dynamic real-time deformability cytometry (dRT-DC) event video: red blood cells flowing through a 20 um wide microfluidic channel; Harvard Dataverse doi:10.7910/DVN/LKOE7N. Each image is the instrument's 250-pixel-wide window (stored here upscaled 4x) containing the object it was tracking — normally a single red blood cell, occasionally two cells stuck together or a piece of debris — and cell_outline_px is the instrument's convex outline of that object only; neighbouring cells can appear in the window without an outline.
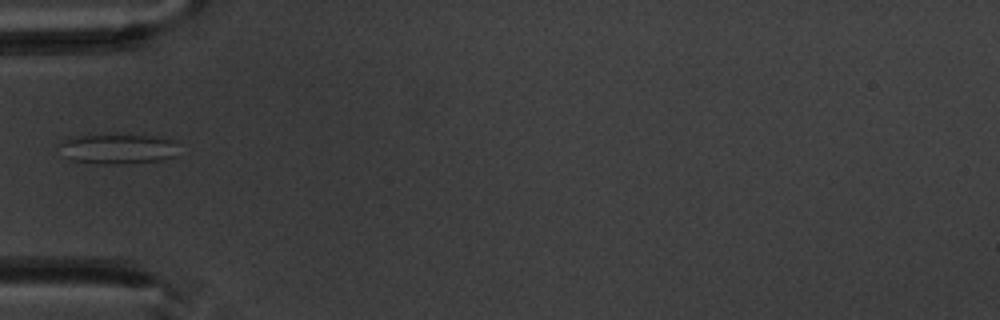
{"species": "common noctule bat (a hibernating species)", "species_latin": "Nyctalus noctula", "temperature_condition": "warm", "stored_images_in_passage": 3, "camera_frame_rate_fps": 3000, "um_per_image_px": 0.085, "animal": {"sex": "male", "body_mass_g": 20.1, "forearm_length_mm": 53.5}, "frame": {"image": 1, "passage_image": 3, "time_ms": 2.333, "image_size_px": [1000, 320], "cell_outline_px": [[176, 156], [164, 160], [124, 164], [100, 164], [72, 160], [64, 156], [56, 144], [64, 140], [76, 136], [112, 132], [152, 136], [176, 140]], "centroid_in_image_um": [10.0, 12.62], "position_along_channel_um": 75.0, "area_um2": 21.85}}